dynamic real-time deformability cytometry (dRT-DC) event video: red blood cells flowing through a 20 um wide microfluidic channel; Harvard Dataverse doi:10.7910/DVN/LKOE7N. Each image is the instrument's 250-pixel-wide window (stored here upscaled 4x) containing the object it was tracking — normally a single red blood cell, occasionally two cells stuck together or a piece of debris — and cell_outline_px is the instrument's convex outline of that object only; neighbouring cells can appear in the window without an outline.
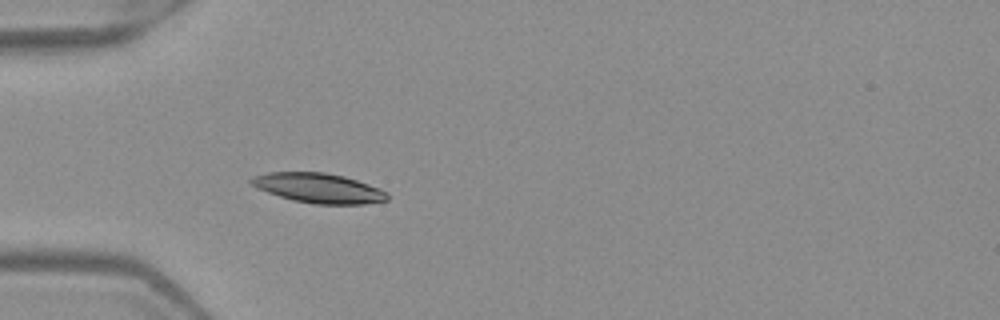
{"species": "Egyptian fruit bat (a non-hibernating species)", "species_latin": "Rousettus aegyptiacus", "temperature_condition": "warm", "stored_images_in_passage": 3, "camera_frame_rate_fps": 3000, "um_per_image_px": 0.085, "frame": {"image": 1, "passage_image": 3, "time_ms": 0.667, "image_size_px": [1000, 320], "cell_outline_px": [[388, 200], [364, 204], [312, 204], [292, 200], [256, 188], [248, 180], [252, 176], [268, 172], [324, 172], [344, 176], [380, 188], [388, 192]], "centroid_in_image_um": [27.07, 15.98], "position_along_channel_um": 57.9, "area_um2": 23.64}}